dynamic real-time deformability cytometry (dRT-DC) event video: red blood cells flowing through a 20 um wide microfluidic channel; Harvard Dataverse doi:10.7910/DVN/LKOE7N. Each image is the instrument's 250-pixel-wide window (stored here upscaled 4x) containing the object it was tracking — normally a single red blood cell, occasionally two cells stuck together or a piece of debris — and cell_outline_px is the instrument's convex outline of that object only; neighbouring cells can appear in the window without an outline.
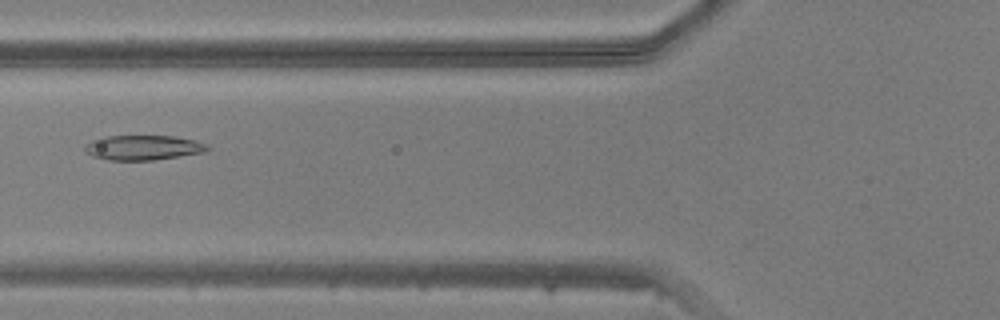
{"species": "common noctule bat (a hibernating species)", "species_latin": "Nyctalus noctula", "temperature_condition": "warm", "stored_images_in_passage": 30, "camera_frame_rate_fps": 3000, "um_per_image_px": 0.085, "animal": {"sex": "male", "body_mass_g": 20.5, "forearm_length_mm": 52.5}, "frame": {"image": 1, "passage_image": 19, "time_ms": 6.0, "image_size_px": [1000, 320], "cell_outline_px": [[212, 148], [204, 152], [180, 156], [152, 160], [108, 160], [92, 156], [84, 148], [84, 144], [92, 140], [104, 136], [172, 136], [192, 140], [208, 144]], "centroid_in_image_um": [12.16, 12.54], "position_along_channel_um": 113.6, "area_um2": 17.69}}
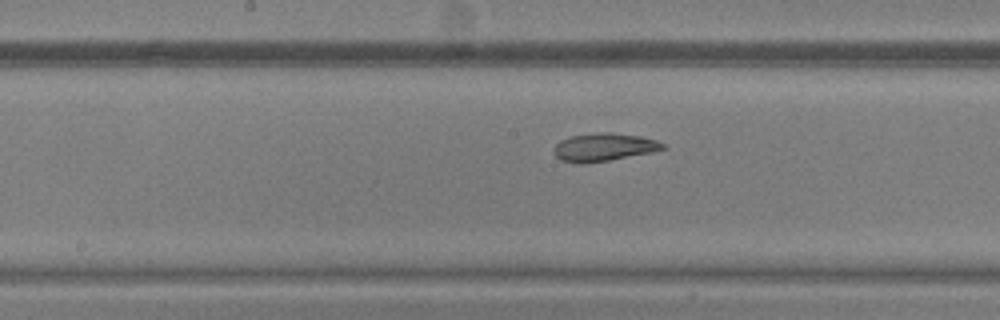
{"frame": {"image": 2, "passage_image": 25, "time_ms": 8.0, "image_size_px": [1000, 320], "cell_outline_px": [[668, 148], [652, 152], [608, 160], [584, 164], [576, 164], [560, 160], [556, 156], [556, 144], [560, 140], [572, 136], [600, 132], [612, 132], [640, 136], [656, 140], [668, 144]], "centroid_in_image_um": [51.38, 12.51], "position_along_channel_um": 196.8, "area_um2": 17.8}}
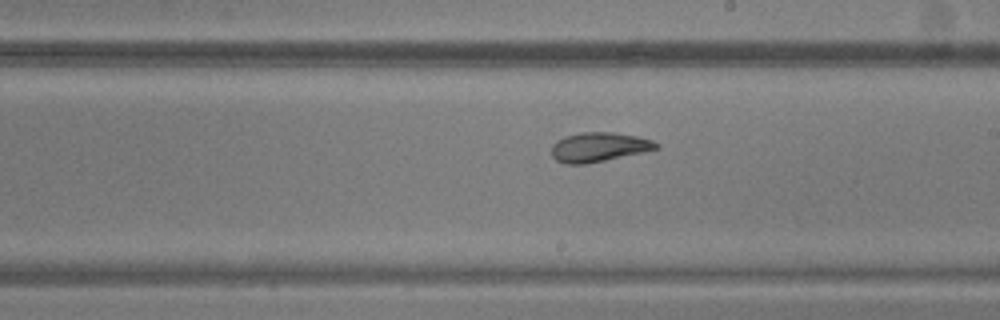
{"frame": {"image": 3, "passage_image": 28, "time_ms": 9.0, "image_size_px": [1000, 320], "cell_outline_px": [[660, 148], [644, 152], [584, 164], [564, 164], [556, 160], [552, 156], [552, 144], [556, 140], [564, 136], [580, 132], [616, 132], [636, 136], [652, 140], [660, 144]], "centroid_in_image_um": [50.9, 12.49], "position_along_channel_um": 238.1, "area_um2": 18.03}}